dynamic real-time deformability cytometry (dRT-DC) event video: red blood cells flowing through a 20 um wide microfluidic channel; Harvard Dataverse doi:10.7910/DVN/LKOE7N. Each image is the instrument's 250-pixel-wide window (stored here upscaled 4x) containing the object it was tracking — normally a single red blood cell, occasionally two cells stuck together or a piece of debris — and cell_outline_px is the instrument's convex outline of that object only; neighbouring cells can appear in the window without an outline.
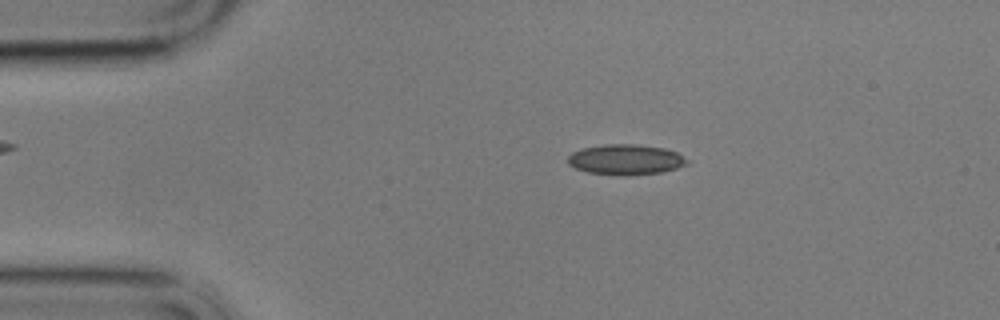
{"species": "common noctule bat (a hibernating species)", "species_latin": "Nyctalus noctula", "temperature_condition": "cold", "stored_images_in_passage": 20, "camera_frame_rate_fps": 3000, "um_per_image_px": 0.085, "animal": {"sex": "male", "body_mass_g": 17.9}, "frame": {"image": 1, "passage_image": 11, "time_ms": 3.333, "image_size_px": [1000, 320], "cell_outline_px": [[692, 160], [688, 164], [676, 168], [660, 172], [620, 176], [588, 172], [576, 168], [568, 164], [568, 156], [572, 152], [580, 148], [604, 144], [636, 144], [664, 148], [676, 152]], "centroid_in_image_um": [53.19, 13.55], "position_along_channel_um": 31.8, "area_um2": 21.27}}
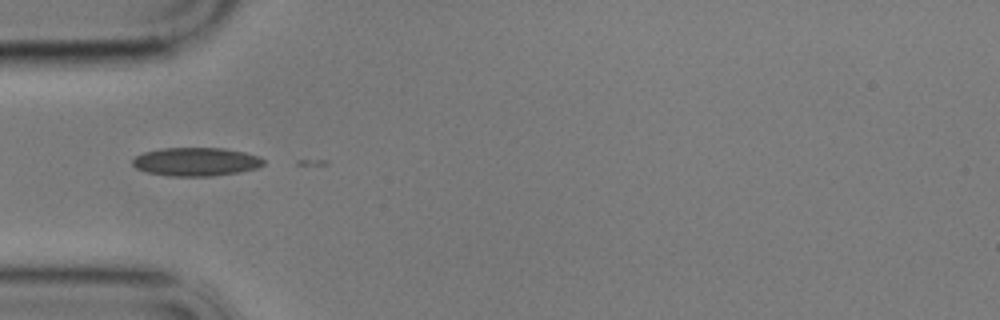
{"frame": {"image": 2, "passage_image": 18, "time_ms": 5.667, "image_size_px": [1000, 320], "cell_outline_px": [[264, 164], [260, 168], [212, 176], [168, 176], [148, 172], [136, 168], [132, 164], [132, 160], [136, 156], [144, 152], [160, 148], [224, 148], [244, 152], [260, 156], [264, 160]], "centroid_in_image_um": [16.68, 13.74], "position_along_channel_um": 68.3, "area_um2": 21.79}}